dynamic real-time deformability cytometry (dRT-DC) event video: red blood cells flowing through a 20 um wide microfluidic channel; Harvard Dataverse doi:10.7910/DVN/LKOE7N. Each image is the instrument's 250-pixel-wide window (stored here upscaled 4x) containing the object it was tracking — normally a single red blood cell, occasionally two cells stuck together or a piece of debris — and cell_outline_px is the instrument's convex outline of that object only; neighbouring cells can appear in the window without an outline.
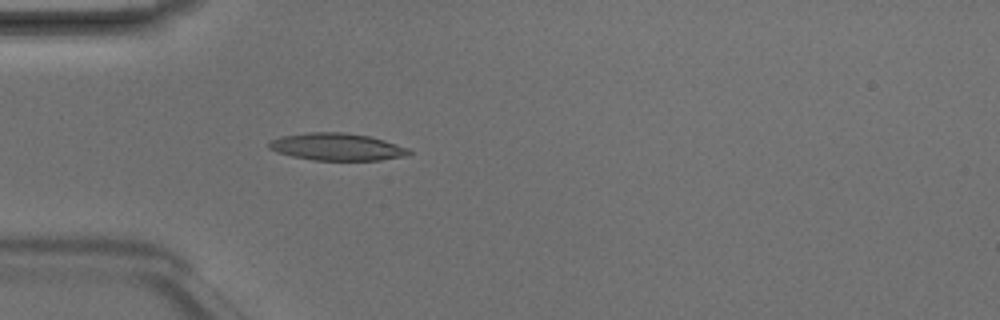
{"species": "Egyptian fruit bat (a non-hibernating species)", "species_latin": "Rousettus aegyptiacus", "temperature_condition": "room temperature", "stored_images_in_passage": 3, "camera_frame_rate_fps": 3000, "um_per_image_px": 0.085, "animal": {"sex": "male"}, "frame": {"image": 1, "passage_image": 3, "time_ms": 0.667, "image_size_px": [1000, 320], "cell_outline_px": [[412, 152], [408, 156], [380, 160], [312, 160], [292, 156], [276, 152], [268, 148], [268, 144], [272, 140], [280, 136], [308, 132], [344, 132], [368, 136], [384, 140], [408, 148]], "centroid_in_image_um": [28.63, 12.48], "position_along_channel_um": 56.4, "area_um2": 22.31}}